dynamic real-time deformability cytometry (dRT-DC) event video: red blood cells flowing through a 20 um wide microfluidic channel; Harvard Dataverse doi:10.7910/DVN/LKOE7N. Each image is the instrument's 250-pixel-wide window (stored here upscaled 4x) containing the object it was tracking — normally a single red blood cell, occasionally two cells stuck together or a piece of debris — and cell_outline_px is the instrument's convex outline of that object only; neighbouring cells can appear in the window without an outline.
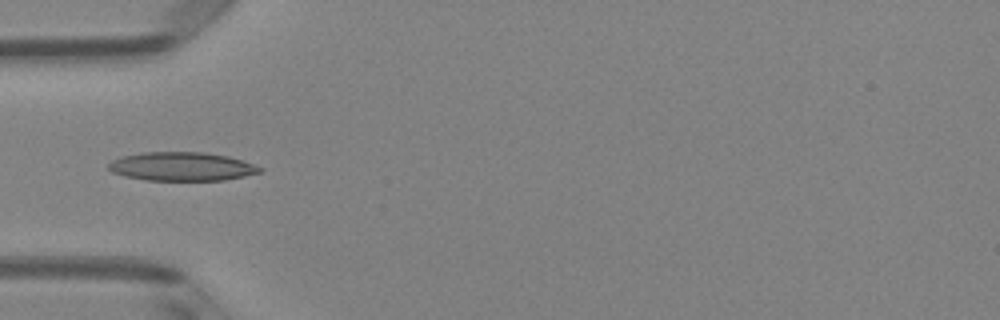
{"species": "Egyptian fruit bat (a non-hibernating species)", "species_latin": "Rousettus aegyptiacus", "temperature_condition": "room temperature", "stored_images_in_passage": 6, "camera_frame_rate_fps": 3000, "um_per_image_px": 0.085, "animal": {"sex": "female"}, "frame": {"image": 1, "passage_image": 5, "time_ms": 1.333, "image_size_px": [1000, 320], "cell_outline_px": [[264, 168], [260, 172], [244, 176], [224, 180], [148, 180], [124, 176], [112, 172], [108, 168], [108, 164], [112, 160], [120, 156], [140, 152], [204, 152], [228, 156]], "centroid_in_image_um": [15.4, 14.14], "position_along_channel_um": 69.6, "area_um2": 25.26}}
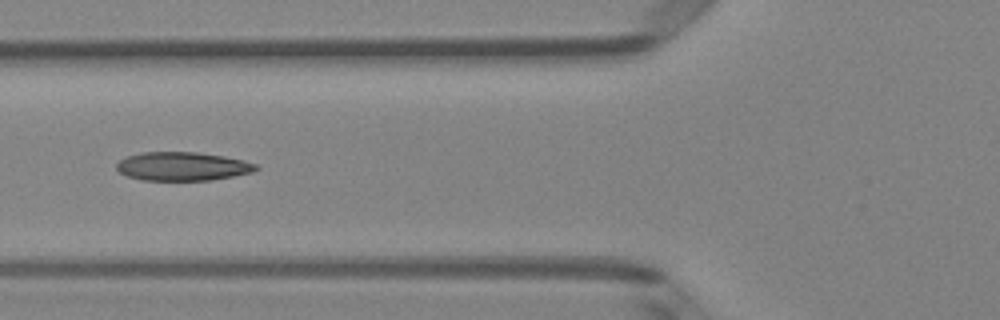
{"frame": {"image": 2, "passage_image": 6, "time_ms": 1.667, "image_size_px": [1000, 320], "cell_outline_px": [[260, 168], [252, 172], [212, 180], [140, 180], [128, 176], [120, 172], [116, 168], [116, 164], [120, 160], [128, 156], [140, 152], [196, 152], [224, 156], [244, 160], [256, 164]], "centroid_in_image_um": [15.51, 14.14], "position_along_channel_um": 110.3, "area_um2": 23.24}}